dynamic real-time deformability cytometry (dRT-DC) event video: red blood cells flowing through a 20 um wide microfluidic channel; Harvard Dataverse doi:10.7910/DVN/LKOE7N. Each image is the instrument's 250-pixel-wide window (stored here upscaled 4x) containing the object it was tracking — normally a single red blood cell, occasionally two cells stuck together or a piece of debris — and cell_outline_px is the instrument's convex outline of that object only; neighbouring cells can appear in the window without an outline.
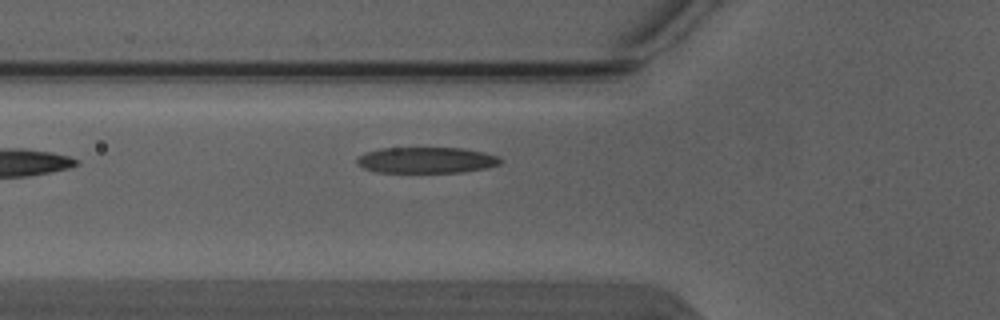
{"species": "Egyptian fruit bat (a non-hibernating species)", "species_latin": "Rousettus aegyptiacus", "temperature_condition": "warm", "stored_images_in_passage": 4, "camera_frame_rate_fps": 3000, "um_per_image_px": 0.085, "animal": {"sex": "male"}, "frame": {"image": 1, "passage_image": 4, "time_ms": 1.0, "image_size_px": [1000, 320], "cell_outline_px": [[504, 160], [500, 164], [484, 168], [464, 172], [376, 172], [364, 168], [356, 164], [356, 160], [364, 152], [380, 148], [464, 148], [484, 152], [500, 156]], "centroid_in_image_um": [36.26, 13.6], "position_along_channel_um": 89.5, "area_um2": 21.91}}